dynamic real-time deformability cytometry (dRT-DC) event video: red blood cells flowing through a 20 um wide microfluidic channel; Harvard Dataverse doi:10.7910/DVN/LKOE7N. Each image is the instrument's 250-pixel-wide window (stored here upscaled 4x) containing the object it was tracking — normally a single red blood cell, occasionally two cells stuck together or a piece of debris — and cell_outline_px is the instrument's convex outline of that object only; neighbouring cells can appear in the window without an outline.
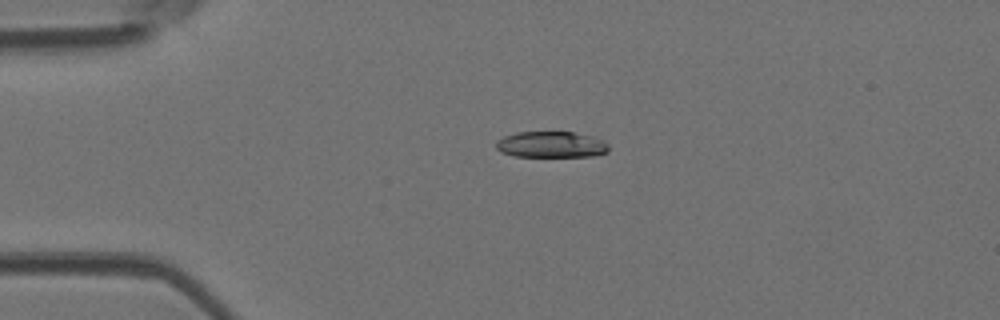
{"species": "Egyptian fruit bat (a non-hibernating species)", "species_latin": "Rousettus aegyptiacus", "temperature_condition": "room temperature", "stored_images_in_passage": 8, "camera_frame_rate_fps": 3000, "um_per_image_px": 0.085, "animal": {"sex": "female"}, "frame": {"image": 1, "passage_image": 3, "time_ms": 0.667, "image_size_px": [1000, 320], "cell_outline_px": [[608, 152], [592, 156], [512, 156], [500, 152], [496, 148], [496, 140], [504, 136], [516, 132], [572, 132], [592, 136], [604, 140], [608, 144]], "centroid_in_image_um": [46.83, 12.28], "position_along_channel_um": 38.2, "area_um2": 17.22}}
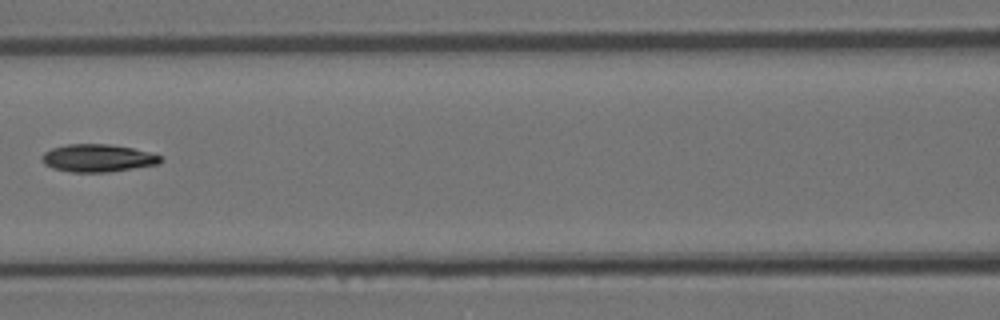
{"frame": {"image": 2, "passage_image": 6, "time_ms": 1.667, "image_size_px": [1000, 320], "cell_outline_px": [[160, 160], [156, 164], [132, 168], [104, 172], [72, 172], [52, 168], [44, 164], [40, 160], [40, 156], [44, 152], [52, 148], [68, 144], [112, 144], [132, 148], [148, 152], [160, 156]], "centroid_in_image_um": [8.21, 13.43], "position_along_channel_um": 158.4, "area_um2": 18.9}}
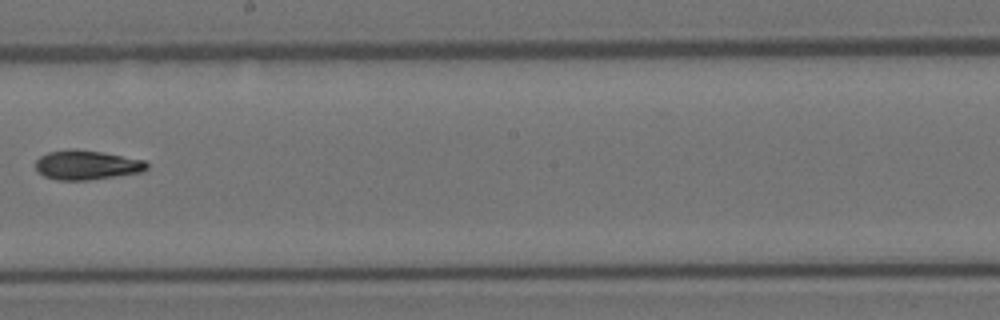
{"frame": {"image": 3, "passage_image": 8, "time_ms": 2.333, "image_size_px": [1000, 320], "cell_outline_px": [[148, 168], [140, 172], [88, 180], [56, 180], [44, 176], [36, 172], [36, 160], [40, 156], [48, 152], [72, 148], [76, 148], [100, 152], [144, 160], [148, 164]], "centroid_in_image_um": [7.31, 14.02], "position_along_channel_um": 240.9, "area_um2": 19.02}}